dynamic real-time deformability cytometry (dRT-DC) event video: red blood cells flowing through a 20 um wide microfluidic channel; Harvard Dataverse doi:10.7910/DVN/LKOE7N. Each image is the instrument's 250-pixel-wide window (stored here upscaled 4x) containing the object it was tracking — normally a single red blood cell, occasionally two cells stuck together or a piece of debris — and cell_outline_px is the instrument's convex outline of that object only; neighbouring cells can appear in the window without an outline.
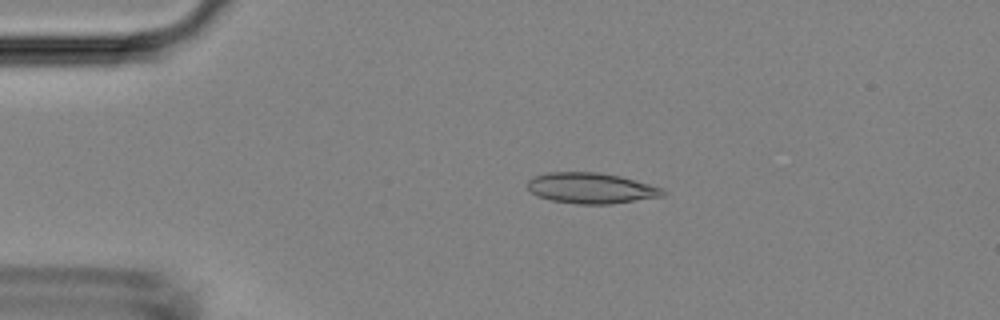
{"species": "Egyptian fruit bat (a non-hibernating species)", "species_latin": "Rousettus aegyptiacus", "temperature_condition": "room temperature", "stored_images_in_passage": 4, "camera_frame_rate_fps": 3000, "um_per_image_px": 0.085, "animal": {"sex": "female"}, "frame": {"image": 1, "passage_image": 3, "time_ms": 2.333, "image_size_px": [1000, 320], "cell_outline_px": [[668, 192], [664, 196], [612, 204], [576, 204], [552, 200], [540, 196], [532, 192], [524, 184], [532, 176], [548, 172], [600, 172], [620, 176], [664, 188]], "centroid_in_image_um": [50.26, 15.98], "position_along_channel_um": 34.7, "area_um2": 24.45}}